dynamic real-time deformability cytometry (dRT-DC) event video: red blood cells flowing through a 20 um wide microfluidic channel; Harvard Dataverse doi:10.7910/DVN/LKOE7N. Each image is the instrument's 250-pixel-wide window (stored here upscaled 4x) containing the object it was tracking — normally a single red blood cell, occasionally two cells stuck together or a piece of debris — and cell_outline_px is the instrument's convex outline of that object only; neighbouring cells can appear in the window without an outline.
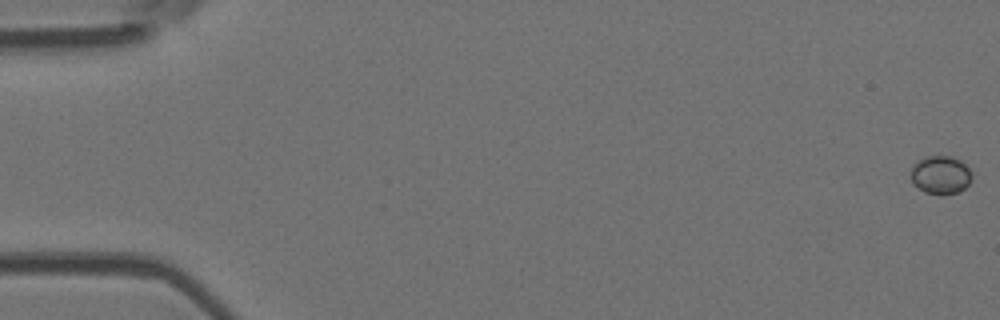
{"species": "Egyptian fruit bat (a non-hibernating species)", "species_latin": "Rousettus aegyptiacus", "temperature_condition": "room temperature", "stored_images_in_passage": 53, "camera_frame_rate_fps": 3000, "um_per_image_px": 0.085, "animal": {"sex": "female"}, "frame": {"image": 1, "passage_image": 1, "time_ms": 0.0, "image_size_px": [1000, 320], "cell_outline_px": [[972, 180], [964, 188], [956, 192], [924, 192], [912, 184], [912, 164], [928, 156], [952, 156], [960, 160], [972, 172]], "centroid_in_image_um": [79.96, 14.83], "position_along_channel_um": 5.0, "area_um2": 13.24}}
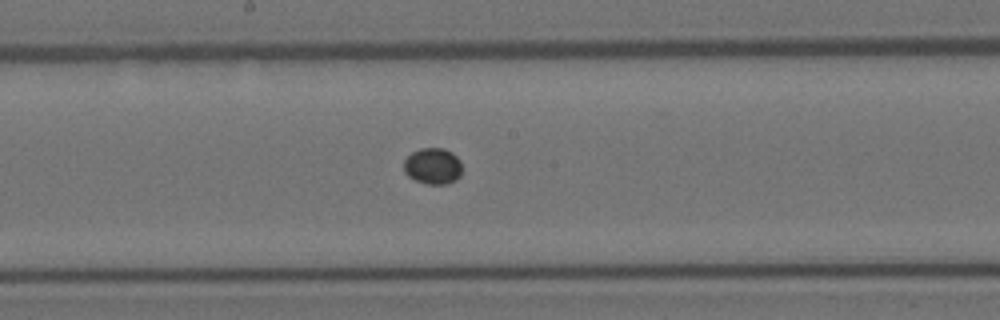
{"frame": {"image": 2, "passage_image": 30, "time_ms": 9.667, "image_size_px": [1000, 320], "cell_outline_px": [[460, 176], [456, 180], [448, 184], [428, 184], [416, 180], [408, 176], [404, 172], [404, 160], [412, 152], [420, 148], [444, 148], [452, 152], [460, 160]], "centroid_in_image_um": [36.79, 14.11], "position_along_channel_um": 211.4, "area_um2": 12.31}}
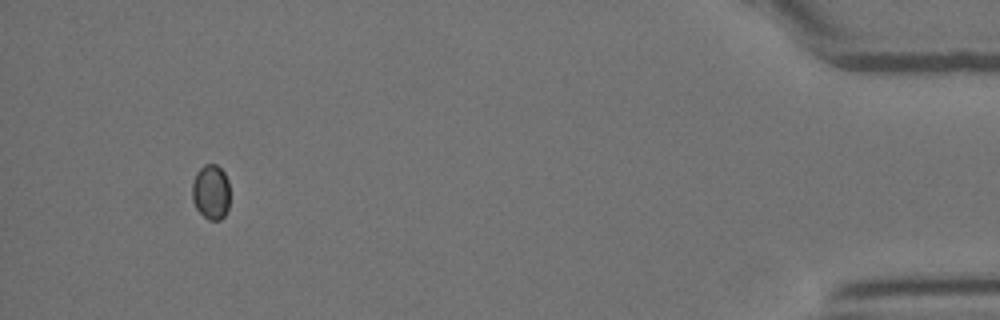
{"frame": {"image": 3, "passage_image": 52, "time_ms": 17.0, "image_size_px": [1000, 320], "cell_outline_px": [[228, 208], [224, 216], [220, 220], [208, 220], [196, 208], [192, 200], [192, 184], [196, 172], [204, 164], [216, 164], [224, 172], [228, 180]], "centroid_in_image_um": [17.91, 16.31], "position_along_channel_um": 417.3, "area_um2": 12.08}}